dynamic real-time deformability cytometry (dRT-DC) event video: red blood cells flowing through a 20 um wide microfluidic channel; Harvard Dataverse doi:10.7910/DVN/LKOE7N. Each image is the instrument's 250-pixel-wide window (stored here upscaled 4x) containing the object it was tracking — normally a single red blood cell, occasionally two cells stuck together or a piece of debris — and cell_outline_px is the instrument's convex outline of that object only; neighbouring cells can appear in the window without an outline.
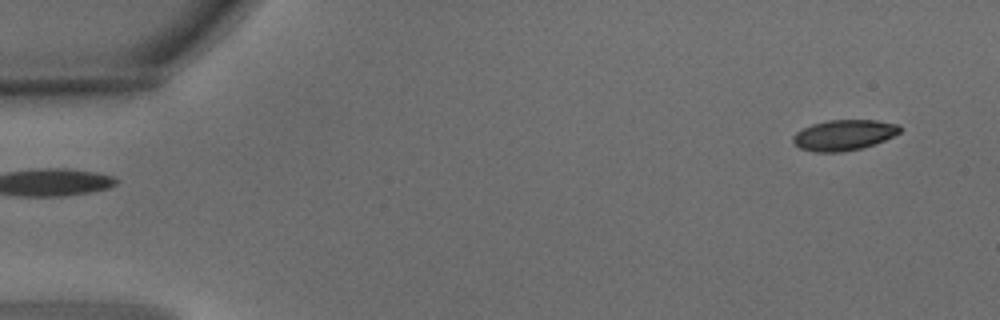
{"species": "common noctule bat (a hibernating species)", "species_latin": "Nyctalus noctula", "temperature_condition": "warm", "stored_images_in_passage": 4, "segment_of_instrument_passage": [2, 2], "camera_frame_rate_fps": 3000, "um_per_image_px": 0.085, "animal": {"sex": "male", "body_mass_g": 15.6}, "frame": {"image": 1, "passage_image": 4, "time_ms": 1.0, "image_size_px": [1000, 320], "cell_outline_px": [[900, 132], [884, 140], [860, 148], [840, 152], [816, 152], [800, 148], [792, 140], [792, 136], [796, 132], [812, 124], [828, 120], [876, 120], [900, 124]], "centroid_in_image_um": [71.72, 11.47], "position_along_channel_um": 13.3, "area_um2": 18.84}}